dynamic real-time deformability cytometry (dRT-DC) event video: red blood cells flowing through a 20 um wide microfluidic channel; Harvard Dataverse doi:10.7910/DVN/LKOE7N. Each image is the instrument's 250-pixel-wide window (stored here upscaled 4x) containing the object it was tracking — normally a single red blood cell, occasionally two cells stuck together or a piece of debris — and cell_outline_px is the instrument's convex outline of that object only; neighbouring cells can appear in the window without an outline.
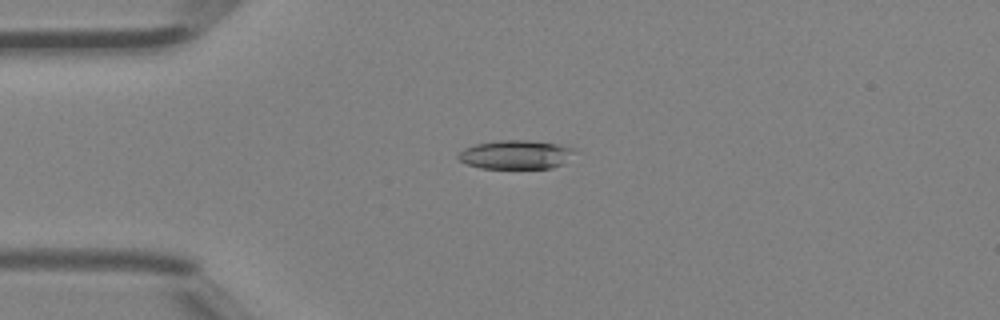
{"species": "Egyptian fruit bat (a non-hibernating species)", "species_latin": "Rousettus aegyptiacus", "temperature_condition": "room temperature", "stored_images_in_passage": 3, "camera_frame_rate_fps": 3000, "um_per_image_px": 0.085, "animal": {"sex": "female"}, "frame": {"image": 1, "passage_image": 1, "time_ms": 0.0, "image_size_px": [1000, 320], "cell_outline_px": [[576, 148], [564, 164], [552, 168], [480, 168], [468, 164], [460, 160], [456, 156], [464, 148], [476, 144], [496, 140], [528, 140], [556, 144]], "centroid_in_image_um": [43.83, 13.14], "position_along_channel_um": 41.2, "area_um2": 19.48}}
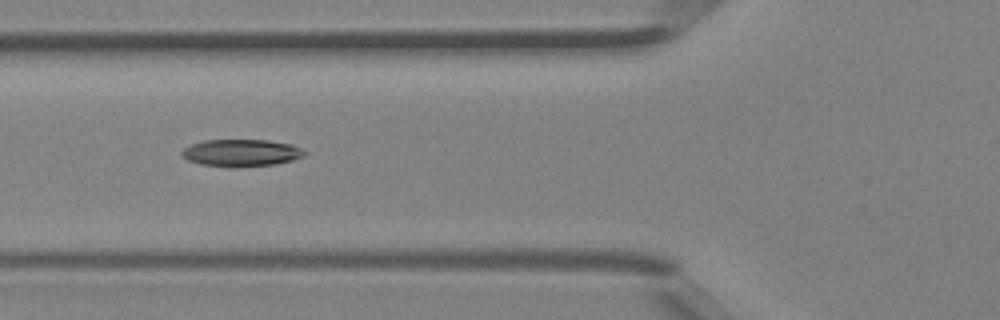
{"frame": {"image": 2, "passage_image": 3, "time_ms": 0.667, "image_size_px": [1000, 320], "cell_outline_px": [[308, 152], [304, 156], [292, 160], [276, 164], [236, 168], [232, 168], [200, 164], [188, 160], [180, 156], [180, 152], [184, 148], [192, 144], [204, 140], [268, 140], [292, 144]], "centroid_in_image_um": [20.5, 13.0], "position_along_channel_um": 105.3, "area_um2": 19.71}}